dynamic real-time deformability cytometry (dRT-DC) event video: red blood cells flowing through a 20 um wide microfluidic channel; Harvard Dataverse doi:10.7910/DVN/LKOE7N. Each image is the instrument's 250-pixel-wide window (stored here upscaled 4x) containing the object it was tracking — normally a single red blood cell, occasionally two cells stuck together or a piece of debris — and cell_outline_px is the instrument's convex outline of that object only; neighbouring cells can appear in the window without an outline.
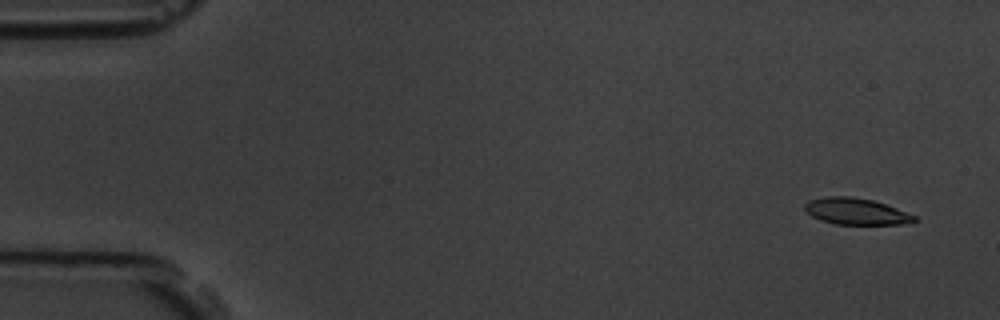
{"species": "common noctule bat (a hibernating species)", "species_latin": "Nyctalus noctula", "temperature_condition": "room temperature", "stored_images_in_passage": 5, "camera_frame_rate_fps": 3000, "um_per_image_px": 0.085, "animal": {"sex": "male", "body_mass_g": 19.5, "forearm_length_mm": 54.6}, "frame": {"image": 1, "passage_image": 1, "time_ms": 0.0, "image_size_px": [1000, 320], "cell_outline_px": [[916, 220], [908, 224], [836, 224], [820, 220], [812, 216], [804, 208], [804, 204], [808, 200], [828, 196], [852, 196], [872, 200], [896, 208], [916, 216]], "centroid_in_image_um": [72.75, 17.96], "position_along_channel_um": 12.3, "area_um2": 16.82}}
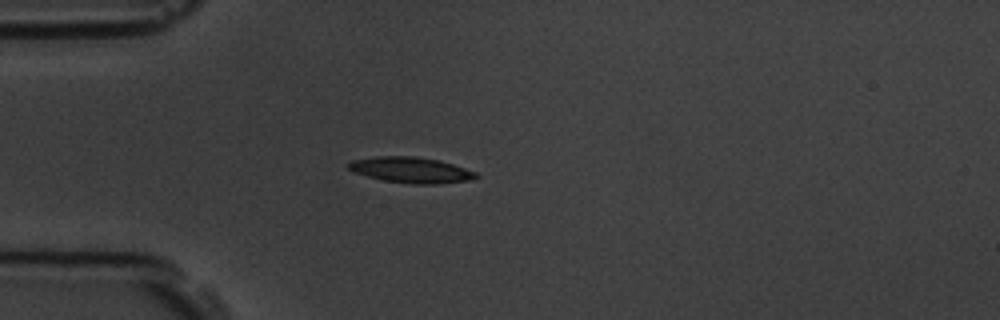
{"frame": {"image": 2, "passage_image": 4, "time_ms": 4.0, "image_size_px": [1000, 320], "cell_outline_px": [[480, 176], [468, 180], [436, 184], [408, 184], [384, 180], [352, 172], [348, 168], [348, 164], [352, 160], [376, 156], [416, 156], [440, 160], [476, 172]], "centroid_in_image_um": [34.92, 14.44], "position_along_channel_um": 50.1, "area_um2": 19.13}}